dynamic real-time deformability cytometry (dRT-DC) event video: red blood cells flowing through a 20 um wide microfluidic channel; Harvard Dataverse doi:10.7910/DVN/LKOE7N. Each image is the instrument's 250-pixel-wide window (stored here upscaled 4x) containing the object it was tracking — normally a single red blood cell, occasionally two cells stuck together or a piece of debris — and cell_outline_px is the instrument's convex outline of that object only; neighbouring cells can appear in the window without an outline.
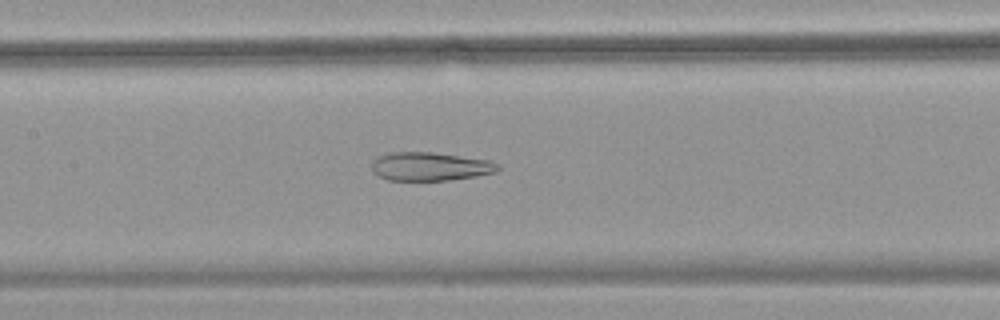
{"species": "common noctule bat (a hibernating species)", "species_latin": "Nyctalus noctula", "temperature_condition": "warm", "stored_images_in_passage": 38, "camera_frame_rate_fps": 3000, "um_per_image_px": 0.085, "animal": {"sex": "female", "body_mass_g": 18.4}, "frame": {"image": 1, "passage_image": 10, "time_ms": 3.0, "image_size_px": [1000, 320], "cell_outline_px": [[500, 168], [496, 172], [476, 176], [452, 180], [388, 180], [372, 172], [372, 160], [380, 156], [392, 152], [432, 152], [488, 160], [500, 164]], "centroid_in_image_um": [36.57, 14.15], "position_along_channel_um": 170.8, "area_um2": 20.92}}
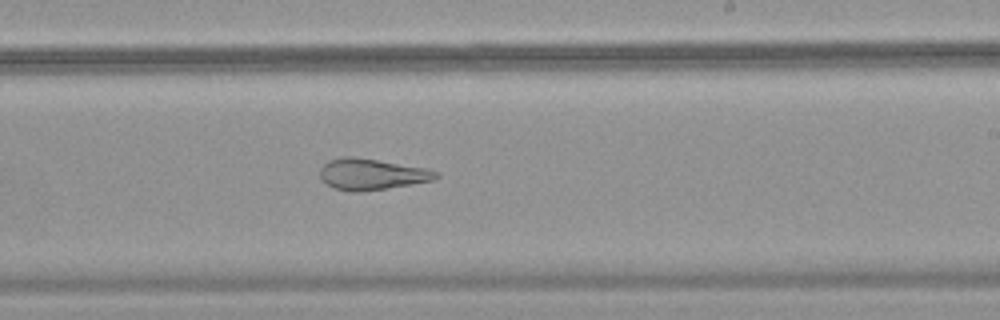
{"frame": {"image": 2, "passage_image": 17, "time_ms": 5.333, "image_size_px": [1000, 320], "cell_outline_px": [[440, 176], [432, 180], [360, 192], [352, 192], [332, 188], [320, 180], [320, 168], [328, 160], [340, 156], [352, 156], [428, 168], [440, 172]], "centroid_in_image_um": [31.54, 14.8], "position_along_channel_um": 257.5, "area_um2": 21.15}}
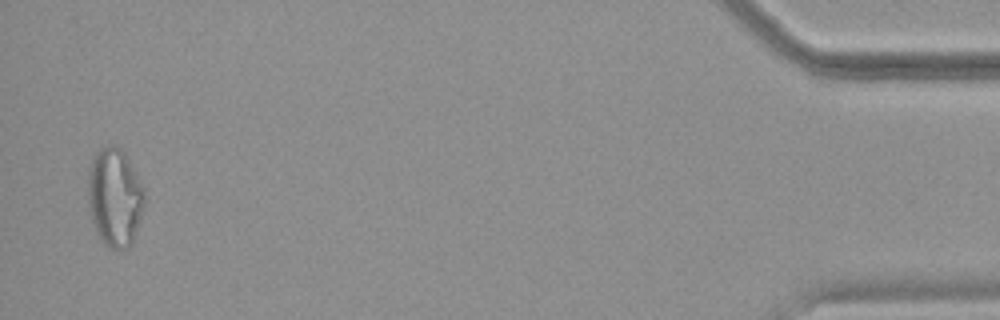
{"frame": {"image": 3, "passage_image": 37, "time_ms": 12.0, "image_size_px": [1000, 320], "cell_outline_px": [[144, 204], [140, 220], [132, 244], [128, 248], [116, 252], [108, 248], [100, 240], [96, 232], [92, 220], [88, 204], [88, 168], [92, 156], [100, 148], [108, 144], [116, 144], [124, 148], [144, 188]], "centroid_in_image_um": [9.75, 16.75], "position_along_channel_um": 425.5, "area_um2": 33.41}, "authors_computed_cell_mechanics": {"area_um2": 23.4668, "velocity_mm_per_s": 3.7396, "shape_relaxation_time_tau1_ms": null, "shape_relaxation_time_tau2_ms": 2.7987, "deformation_change_tau1": null, "deformation_change_tau2": 0.1225}}